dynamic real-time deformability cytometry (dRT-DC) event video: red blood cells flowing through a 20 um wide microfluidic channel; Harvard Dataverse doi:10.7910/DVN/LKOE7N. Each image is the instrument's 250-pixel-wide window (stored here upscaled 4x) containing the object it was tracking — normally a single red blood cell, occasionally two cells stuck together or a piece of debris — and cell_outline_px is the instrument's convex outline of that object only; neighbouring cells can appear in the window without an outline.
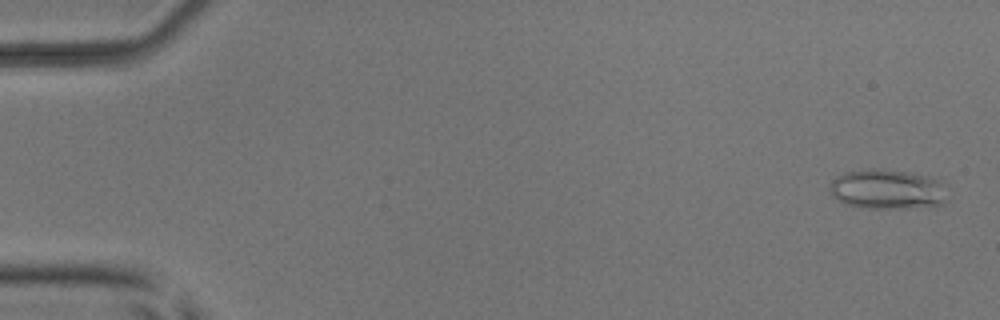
{"species": "common noctule bat (a hibernating species)", "species_latin": "Nyctalus noctula", "temperature_condition": "room temperature", "stored_images_in_passage": 5, "camera_frame_rate_fps": 3000, "um_per_image_px": 0.085, "animal": {"sex": "male", "body_mass_g": 17.9, "forearm_length_mm": 54.2}, "frame": {"image": 1, "passage_image": 1, "time_ms": 0.0, "image_size_px": [1000, 320], "cell_outline_px": [[948, 200], [944, 204], [904, 208], [868, 208], [844, 204], [832, 196], [828, 188], [832, 180], [836, 176], [844, 172], [868, 168], [880, 168], [908, 172], [940, 180], [948, 184]], "centroid_in_image_um": [75.45, 16.08], "position_along_channel_um": 9.5, "area_um2": 27.92}}